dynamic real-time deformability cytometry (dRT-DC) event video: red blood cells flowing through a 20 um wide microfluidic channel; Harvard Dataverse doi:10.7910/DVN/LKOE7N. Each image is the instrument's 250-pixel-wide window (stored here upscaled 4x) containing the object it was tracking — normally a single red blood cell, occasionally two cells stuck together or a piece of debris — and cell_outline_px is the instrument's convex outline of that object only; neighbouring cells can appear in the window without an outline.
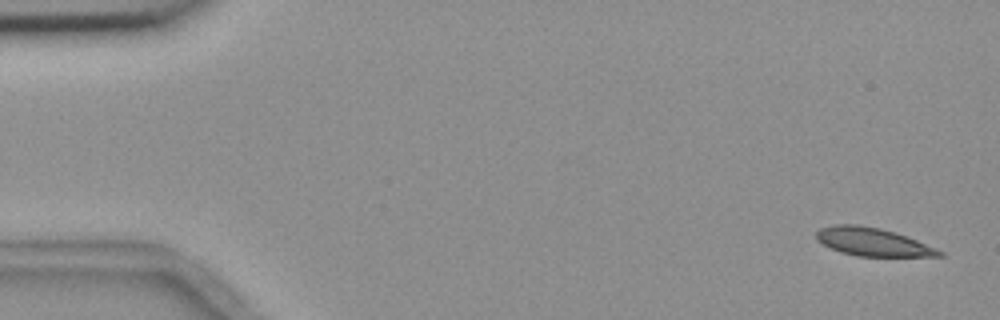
{"species": "common noctule bat (a hibernating species)", "species_latin": "Nyctalus noctula", "temperature_condition": "room temperature", "stored_images_in_passage": 5, "camera_frame_rate_fps": 3000, "um_per_image_px": 0.085, "animal": {"sex": "female", "body_mass_g": 18.4}, "frame": {"image": 1, "passage_image": 1, "time_ms": 0.0, "image_size_px": [1000, 320], "cell_outline_px": [[944, 256], [856, 256], [840, 252], [816, 240], [816, 232], [820, 228], [832, 224], [860, 224], [880, 228], [916, 240], [936, 248], [944, 252]], "centroid_in_image_um": [74.13, 20.55], "position_along_channel_um": 10.9, "area_um2": 20.0}}
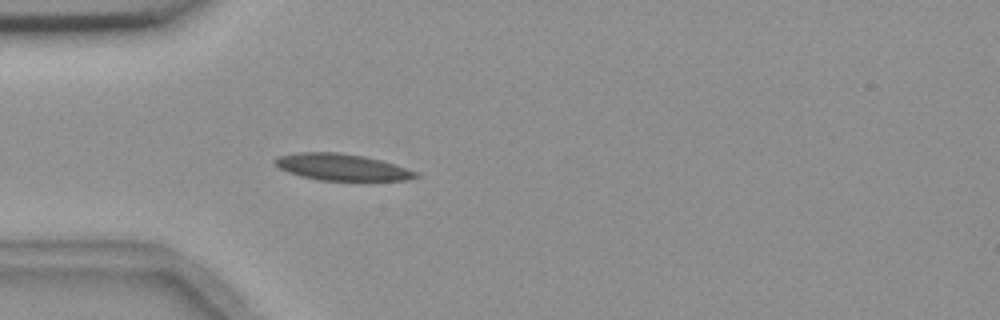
{"frame": {"image": 2, "passage_image": 5, "time_ms": 4.667, "image_size_px": [1000, 320], "cell_outline_px": [[420, 176], [408, 180], [320, 180], [300, 176], [288, 172], [272, 164], [272, 160], [280, 156], [296, 152], [336, 152], [364, 156], [380, 160], [416, 172]], "centroid_in_image_um": [28.98, 14.2], "position_along_channel_um": 56.0, "area_um2": 21.62}}